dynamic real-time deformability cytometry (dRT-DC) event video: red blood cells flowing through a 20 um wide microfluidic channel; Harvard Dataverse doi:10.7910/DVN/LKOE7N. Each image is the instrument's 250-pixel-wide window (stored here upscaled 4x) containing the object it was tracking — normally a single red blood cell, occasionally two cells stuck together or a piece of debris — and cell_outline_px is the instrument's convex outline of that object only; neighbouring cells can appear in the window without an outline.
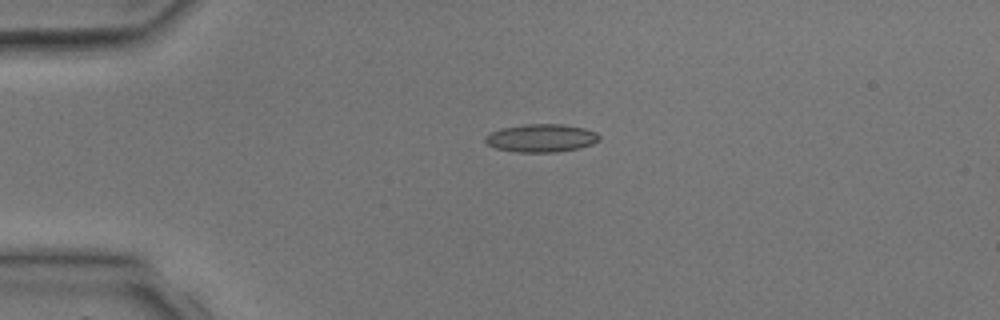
{"species": "common noctule bat (a hibernating species)", "species_latin": "Nyctalus noctula", "temperature_condition": "room temperature", "stored_images_in_passage": 2, "camera_frame_rate_fps": 3000, "um_per_image_px": 0.085, "animal": {"sex": "male", "body_mass_g": 17.9, "forearm_length_mm": 54.2}, "frame": {"image": 1, "passage_image": 1, "time_ms": 0.0, "image_size_px": [1000, 320], "cell_outline_px": [[600, 140], [592, 144], [580, 148], [556, 152], [516, 152], [496, 148], [488, 144], [484, 140], [484, 136], [488, 132], [500, 128], [524, 124], [564, 124], [584, 128], [596, 132], [600, 136]], "centroid_in_image_um": [45.99, 11.73], "position_along_channel_um": 39.0, "area_um2": 18.84}}
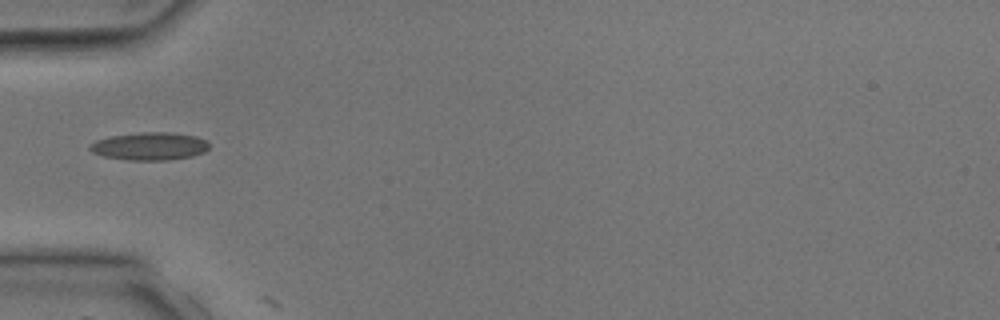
{"frame": {"image": 2, "passage_image": 2, "time_ms": 1.333, "image_size_px": [1000, 320], "cell_outline_px": [[208, 148], [204, 152], [192, 156], [168, 160], [128, 160], [104, 156], [92, 152], [88, 148], [88, 144], [96, 140], [112, 136], [140, 132], [168, 132], [196, 136], [208, 140]], "centroid_in_image_um": [12.71, 12.42], "position_along_channel_um": 72.3, "area_um2": 19.36}}